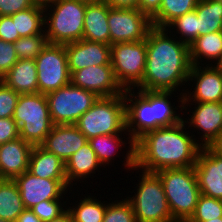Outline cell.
I'll return each instance as SVG.
<instances>
[{
	"mask_svg": "<svg viewBox=\"0 0 222 222\" xmlns=\"http://www.w3.org/2000/svg\"><path fill=\"white\" fill-rule=\"evenodd\" d=\"M169 35V36H168ZM146 67L142 82L135 89L182 91L192 67L189 46L166 28L152 27L146 37Z\"/></svg>",
	"mask_w": 222,
	"mask_h": 222,
	"instance_id": "cell-1",
	"label": "cell"
},
{
	"mask_svg": "<svg viewBox=\"0 0 222 222\" xmlns=\"http://www.w3.org/2000/svg\"><path fill=\"white\" fill-rule=\"evenodd\" d=\"M184 121L145 133L135 142V167L147 172L194 167L201 146ZM190 133V134H189Z\"/></svg>",
	"mask_w": 222,
	"mask_h": 222,
	"instance_id": "cell-2",
	"label": "cell"
},
{
	"mask_svg": "<svg viewBox=\"0 0 222 222\" xmlns=\"http://www.w3.org/2000/svg\"><path fill=\"white\" fill-rule=\"evenodd\" d=\"M75 125L88 140L99 135L126 134L128 145H135L126 131L124 94L99 97Z\"/></svg>",
	"mask_w": 222,
	"mask_h": 222,
	"instance_id": "cell-3",
	"label": "cell"
},
{
	"mask_svg": "<svg viewBox=\"0 0 222 222\" xmlns=\"http://www.w3.org/2000/svg\"><path fill=\"white\" fill-rule=\"evenodd\" d=\"M167 198L172 217L187 221L194 213L201 195L194 167L157 171Z\"/></svg>",
	"mask_w": 222,
	"mask_h": 222,
	"instance_id": "cell-4",
	"label": "cell"
},
{
	"mask_svg": "<svg viewBox=\"0 0 222 222\" xmlns=\"http://www.w3.org/2000/svg\"><path fill=\"white\" fill-rule=\"evenodd\" d=\"M86 3L55 0L44 7V31L49 43L67 44L83 39Z\"/></svg>",
	"mask_w": 222,
	"mask_h": 222,
	"instance_id": "cell-5",
	"label": "cell"
},
{
	"mask_svg": "<svg viewBox=\"0 0 222 222\" xmlns=\"http://www.w3.org/2000/svg\"><path fill=\"white\" fill-rule=\"evenodd\" d=\"M142 171V172H141ZM135 194L126 199L130 202L136 222H174L164 188L155 172L141 170Z\"/></svg>",
	"mask_w": 222,
	"mask_h": 222,
	"instance_id": "cell-6",
	"label": "cell"
},
{
	"mask_svg": "<svg viewBox=\"0 0 222 222\" xmlns=\"http://www.w3.org/2000/svg\"><path fill=\"white\" fill-rule=\"evenodd\" d=\"M13 120L19 128V137L32 146H40L54 125L46 95L20 94Z\"/></svg>",
	"mask_w": 222,
	"mask_h": 222,
	"instance_id": "cell-7",
	"label": "cell"
},
{
	"mask_svg": "<svg viewBox=\"0 0 222 222\" xmlns=\"http://www.w3.org/2000/svg\"><path fill=\"white\" fill-rule=\"evenodd\" d=\"M50 117L54 125L76 124L99 99L95 93L71 83L46 94Z\"/></svg>",
	"mask_w": 222,
	"mask_h": 222,
	"instance_id": "cell-8",
	"label": "cell"
},
{
	"mask_svg": "<svg viewBox=\"0 0 222 222\" xmlns=\"http://www.w3.org/2000/svg\"><path fill=\"white\" fill-rule=\"evenodd\" d=\"M111 66L121 87L135 89L144 76L146 67V39L121 42L111 46Z\"/></svg>",
	"mask_w": 222,
	"mask_h": 222,
	"instance_id": "cell-9",
	"label": "cell"
},
{
	"mask_svg": "<svg viewBox=\"0 0 222 222\" xmlns=\"http://www.w3.org/2000/svg\"><path fill=\"white\" fill-rule=\"evenodd\" d=\"M39 93L44 95L70 84L64 44L48 43L35 59Z\"/></svg>",
	"mask_w": 222,
	"mask_h": 222,
	"instance_id": "cell-10",
	"label": "cell"
},
{
	"mask_svg": "<svg viewBox=\"0 0 222 222\" xmlns=\"http://www.w3.org/2000/svg\"><path fill=\"white\" fill-rule=\"evenodd\" d=\"M110 46L121 42L145 40L153 27L151 19L139 9L110 8L108 14Z\"/></svg>",
	"mask_w": 222,
	"mask_h": 222,
	"instance_id": "cell-11",
	"label": "cell"
},
{
	"mask_svg": "<svg viewBox=\"0 0 222 222\" xmlns=\"http://www.w3.org/2000/svg\"><path fill=\"white\" fill-rule=\"evenodd\" d=\"M190 105H194L193 108ZM190 108L194 110L191 111ZM183 110L188 111L185 113H187V115L189 114L187 116L188 119L183 118V121L188 125V130L190 127H193L191 128L193 130H190V132L195 137L194 132L197 131L199 136L195 140L201 147H208L210 143L222 133V102L183 103ZM189 112L192 113V115ZM194 128H196V131Z\"/></svg>",
	"mask_w": 222,
	"mask_h": 222,
	"instance_id": "cell-12",
	"label": "cell"
},
{
	"mask_svg": "<svg viewBox=\"0 0 222 222\" xmlns=\"http://www.w3.org/2000/svg\"><path fill=\"white\" fill-rule=\"evenodd\" d=\"M18 186L25 209H30L34 205L45 200L59 198L68 199L65 194L72 193V189L67 180H55L39 178L31 174L28 170L13 179Z\"/></svg>",
	"mask_w": 222,
	"mask_h": 222,
	"instance_id": "cell-13",
	"label": "cell"
},
{
	"mask_svg": "<svg viewBox=\"0 0 222 222\" xmlns=\"http://www.w3.org/2000/svg\"><path fill=\"white\" fill-rule=\"evenodd\" d=\"M187 83L195 88L186 86L183 103L222 102V74L213 65H192Z\"/></svg>",
	"mask_w": 222,
	"mask_h": 222,
	"instance_id": "cell-14",
	"label": "cell"
},
{
	"mask_svg": "<svg viewBox=\"0 0 222 222\" xmlns=\"http://www.w3.org/2000/svg\"><path fill=\"white\" fill-rule=\"evenodd\" d=\"M124 98L126 103V131L135 143L145 133L153 130L151 91L126 89Z\"/></svg>",
	"mask_w": 222,
	"mask_h": 222,
	"instance_id": "cell-15",
	"label": "cell"
},
{
	"mask_svg": "<svg viewBox=\"0 0 222 222\" xmlns=\"http://www.w3.org/2000/svg\"><path fill=\"white\" fill-rule=\"evenodd\" d=\"M70 83L84 90L95 93L99 97H111L124 94V89L118 83L111 64L88 66L70 72Z\"/></svg>",
	"mask_w": 222,
	"mask_h": 222,
	"instance_id": "cell-16",
	"label": "cell"
},
{
	"mask_svg": "<svg viewBox=\"0 0 222 222\" xmlns=\"http://www.w3.org/2000/svg\"><path fill=\"white\" fill-rule=\"evenodd\" d=\"M64 45L70 72H75L92 65L111 64L110 45L84 39Z\"/></svg>",
	"mask_w": 222,
	"mask_h": 222,
	"instance_id": "cell-17",
	"label": "cell"
},
{
	"mask_svg": "<svg viewBox=\"0 0 222 222\" xmlns=\"http://www.w3.org/2000/svg\"><path fill=\"white\" fill-rule=\"evenodd\" d=\"M194 168L201 194L222 200V158L202 147Z\"/></svg>",
	"mask_w": 222,
	"mask_h": 222,
	"instance_id": "cell-18",
	"label": "cell"
},
{
	"mask_svg": "<svg viewBox=\"0 0 222 222\" xmlns=\"http://www.w3.org/2000/svg\"><path fill=\"white\" fill-rule=\"evenodd\" d=\"M87 143L88 139L75 124L53 125L40 146L59 157L65 164L72 154H75Z\"/></svg>",
	"mask_w": 222,
	"mask_h": 222,
	"instance_id": "cell-19",
	"label": "cell"
},
{
	"mask_svg": "<svg viewBox=\"0 0 222 222\" xmlns=\"http://www.w3.org/2000/svg\"><path fill=\"white\" fill-rule=\"evenodd\" d=\"M32 145L21 137L0 145V179H14L28 170Z\"/></svg>",
	"mask_w": 222,
	"mask_h": 222,
	"instance_id": "cell-20",
	"label": "cell"
},
{
	"mask_svg": "<svg viewBox=\"0 0 222 222\" xmlns=\"http://www.w3.org/2000/svg\"><path fill=\"white\" fill-rule=\"evenodd\" d=\"M122 136H125L124 134H113V135H99L96 137H93L88 140V143L90 144L91 148L95 151V154L97 155V159L102 164L103 167L106 168L107 166H111L112 160L114 164V159L117 160L115 157V153L119 152L118 150L122 151V147L126 148V157L124 156V160L121 162H124L123 165L125 166V169L128 171H131L135 167V145H127V141H125ZM125 144V145H124ZM114 157V158H113ZM112 159V160H111ZM111 162V163H110ZM131 169V170H130Z\"/></svg>",
	"mask_w": 222,
	"mask_h": 222,
	"instance_id": "cell-21",
	"label": "cell"
},
{
	"mask_svg": "<svg viewBox=\"0 0 222 222\" xmlns=\"http://www.w3.org/2000/svg\"><path fill=\"white\" fill-rule=\"evenodd\" d=\"M174 94L176 95L179 93H174V91H151L153 130L158 129L160 127H169L176 125L183 121V118H185V116H183L184 94H179L180 96L177 98V107L175 106V102H173V104L171 103V99L173 98L172 95ZM178 108L180 109V113ZM181 111H183V114Z\"/></svg>",
	"mask_w": 222,
	"mask_h": 222,
	"instance_id": "cell-22",
	"label": "cell"
},
{
	"mask_svg": "<svg viewBox=\"0 0 222 222\" xmlns=\"http://www.w3.org/2000/svg\"><path fill=\"white\" fill-rule=\"evenodd\" d=\"M101 167L102 164L97 159L95 151L91 148L90 144L87 143L75 154H72L65 163V175L68 185L73 188V185L76 186L80 180L83 183L87 181L85 180L86 178H95L94 174H96L97 171L100 172L99 169H101Z\"/></svg>",
	"mask_w": 222,
	"mask_h": 222,
	"instance_id": "cell-23",
	"label": "cell"
},
{
	"mask_svg": "<svg viewBox=\"0 0 222 222\" xmlns=\"http://www.w3.org/2000/svg\"><path fill=\"white\" fill-rule=\"evenodd\" d=\"M111 7L103 0L86 4L83 39L110 45L108 14Z\"/></svg>",
	"mask_w": 222,
	"mask_h": 222,
	"instance_id": "cell-24",
	"label": "cell"
},
{
	"mask_svg": "<svg viewBox=\"0 0 222 222\" xmlns=\"http://www.w3.org/2000/svg\"><path fill=\"white\" fill-rule=\"evenodd\" d=\"M0 80L18 94L39 93L35 60L19 59Z\"/></svg>",
	"mask_w": 222,
	"mask_h": 222,
	"instance_id": "cell-25",
	"label": "cell"
},
{
	"mask_svg": "<svg viewBox=\"0 0 222 222\" xmlns=\"http://www.w3.org/2000/svg\"><path fill=\"white\" fill-rule=\"evenodd\" d=\"M28 171L39 178L67 180L64 162L41 146L32 147Z\"/></svg>",
	"mask_w": 222,
	"mask_h": 222,
	"instance_id": "cell-26",
	"label": "cell"
},
{
	"mask_svg": "<svg viewBox=\"0 0 222 222\" xmlns=\"http://www.w3.org/2000/svg\"><path fill=\"white\" fill-rule=\"evenodd\" d=\"M189 52L192 65H213L222 53V31L197 37L189 45Z\"/></svg>",
	"mask_w": 222,
	"mask_h": 222,
	"instance_id": "cell-27",
	"label": "cell"
},
{
	"mask_svg": "<svg viewBox=\"0 0 222 222\" xmlns=\"http://www.w3.org/2000/svg\"><path fill=\"white\" fill-rule=\"evenodd\" d=\"M25 210L18 186L13 179H0V219L15 222Z\"/></svg>",
	"mask_w": 222,
	"mask_h": 222,
	"instance_id": "cell-28",
	"label": "cell"
},
{
	"mask_svg": "<svg viewBox=\"0 0 222 222\" xmlns=\"http://www.w3.org/2000/svg\"><path fill=\"white\" fill-rule=\"evenodd\" d=\"M198 37L222 31V0H199L195 8Z\"/></svg>",
	"mask_w": 222,
	"mask_h": 222,
	"instance_id": "cell-29",
	"label": "cell"
},
{
	"mask_svg": "<svg viewBox=\"0 0 222 222\" xmlns=\"http://www.w3.org/2000/svg\"><path fill=\"white\" fill-rule=\"evenodd\" d=\"M86 194L79 201L68 203L67 210L70 212L73 222H102L106 211V201H101L95 195ZM87 196V197H86ZM72 205V207H71Z\"/></svg>",
	"mask_w": 222,
	"mask_h": 222,
	"instance_id": "cell-30",
	"label": "cell"
},
{
	"mask_svg": "<svg viewBox=\"0 0 222 222\" xmlns=\"http://www.w3.org/2000/svg\"><path fill=\"white\" fill-rule=\"evenodd\" d=\"M15 22L20 37L42 34L44 32V7L34 5L10 16Z\"/></svg>",
	"mask_w": 222,
	"mask_h": 222,
	"instance_id": "cell-31",
	"label": "cell"
},
{
	"mask_svg": "<svg viewBox=\"0 0 222 222\" xmlns=\"http://www.w3.org/2000/svg\"><path fill=\"white\" fill-rule=\"evenodd\" d=\"M199 0H161L159 11L151 18L153 27L166 28L177 17L195 10Z\"/></svg>",
	"mask_w": 222,
	"mask_h": 222,
	"instance_id": "cell-32",
	"label": "cell"
},
{
	"mask_svg": "<svg viewBox=\"0 0 222 222\" xmlns=\"http://www.w3.org/2000/svg\"><path fill=\"white\" fill-rule=\"evenodd\" d=\"M166 29L179 41L189 46L198 37V17L196 11L193 10L183 16L177 17ZM176 34L179 35V38Z\"/></svg>",
	"mask_w": 222,
	"mask_h": 222,
	"instance_id": "cell-33",
	"label": "cell"
},
{
	"mask_svg": "<svg viewBox=\"0 0 222 222\" xmlns=\"http://www.w3.org/2000/svg\"><path fill=\"white\" fill-rule=\"evenodd\" d=\"M45 31L42 34L20 37L13 46L18 59L35 60L48 44Z\"/></svg>",
	"mask_w": 222,
	"mask_h": 222,
	"instance_id": "cell-34",
	"label": "cell"
},
{
	"mask_svg": "<svg viewBox=\"0 0 222 222\" xmlns=\"http://www.w3.org/2000/svg\"><path fill=\"white\" fill-rule=\"evenodd\" d=\"M222 217V200L200 195L194 213L187 222H203Z\"/></svg>",
	"mask_w": 222,
	"mask_h": 222,
	"instance_id": "cell-35",
	"label": "cell"
},
{
	"mask_svg": "<svg viewBox=\"0 0 222 222\" xmlns=\"http://www.w3.org/2000/svg\"><path fill=\"white\" fill-rule=\"evenodd\" d=\"M111 200L106 201V211L102 222H136L132 206L126 198Z\"/></svg>",
	"mask_w": 222,
	"mask_h": 222,
	"instance_id": "cell-36",
	"label": "cell"
},
{
	"mask_svg": "<svg viewBox=\"0 0 222 222\" xmlns=\"http://www.w3.org/2000/svg\"><path fill=\"white\" fill-rule=\"evenodd\" d=\"M67 200L68 199L64 201V198L45 200L39 202L30 209L38 216V218L42 222H46L59 217L67 210Z\"/></svg>",
	"mask_w": 222,
	"mask_h": 222,
	"instance_id": "cell-37",
	"label": "cell"
},
{
	"mask_svg": "<svg viewBox=\"0 0 222 222\" xmlns=\"http://www.w3.org/2000/svg\"><path fill=\"white\" fill-rule=\"evenodd\" d=\"M19 96L0 80V118H13Z\"/></svg>",
	"mask_w": 222,
	"mask_h": 222,
	"instance_id": "cell-38",
	"label": "cell"
},
{
	"mask_svg": "<svg viewBox=\"0 0 222 222\" xmlns=\"http://www.w3.org/2000/svg\"><path fill=\"white\" fill-rule=\"evenodd\" d=\"M18 60L13 43L0 40V79Z\"/></svg>",
	"mask_w": 222,
	"mask_h": 222,
	"instance_id": "cell-39",
	"label": "cell"
},
{
	"mask_svg": "<svg viewBox=\"0 0 222 222\" xmlns=\"http://www.w3.org/2000/svg\"><path fill=\"white\" fill-rule=\"evenodd\" d=\"M34 5L33 0H0V16H11Z\"/></svg>",
	"mask_w": 222,
	"mask_h": 222,
	"instance_id": "cell-40",
	"label": "cell"
},
{
	"mask_svg": "<svg viewBox=\"0 0 222 222\" xmlns=\"http://www.w3.org/2000/svg\"><path fill=\"white\" fill-rule=\"evenodd\" d=\"M19 137V128L13 118H0V145Z\"/></svg>",
	"mask_w": 222,
	"mask_h": 222,
	"instance_id": "cell-41",
	"label": "cell"
},
{
	"mask_svg": "<svg viewBox=\"0 0 222 222\" xmlns=\"http://www.w3.org/2000/svg\"><path fill=\"white\" fill-rule=\"evenodd\" d=\"M20 36L10 16H0V40L14 43Z\"/></svg>",
	"mask_w": 222,
	"mask_h": 222,
	"instance_id": "cell-42",
	"label": "cell"
},
{
	"mask_svg": "<svg viewBox=\"0 0 222 222\" xmlns=\"http://www.w3.org/2000/svg\"><path fill=\"white\" fill-rule=\"evenodd\" d=\"M161 0H139L138 9L150 19L159 11Z\"/></svg>",
	"mask_w": 222,
	"mask_h": 222,
	"instance_id": "cell-43",
	"label": "cell"
},
{
	"mask_svg": "<svg viewBox=\"0 0 222 222\" xmlns=\"http://www.w3.org/2000/svg\"><path fill=\"white\" fill-rule=\"evenodd\" d=\"M111 8L138 9L139 0H104Z\"/></svg>",
	"mask_w": 222,
	"mask_h": 222,
	"instance_id": "cell-44",
	"label": "cell"
},
{
	"mask_svg": "<svg viewBox=\"0 0 222 222\" xmlns=\"http://www.w3.org/2000/svg\"><path fill=\"white\" fill-rule=\"evenodd\" d=\"M15 222H42L38 216L31 210L25 209L16 219Z\"/></svg>",
	"mask_w": 222,
	"mask_h": 222,
	"instance_id": "cell-45",
	"label": "cell"
},
{
	"mask_svg": "<svg viewBox=\"0 0 222 222\" xmlns=\"http://www.w3.org/2000/svg\"><path fill=\"white\" fill-rule=\"evenodd\" d=\"M208 148L217 156L222 158V133L217 136L208 146Z\"/></svg>",
	"mask_w": 222,
	"mask_h": 222,
	"instance_id": "cell-46",
	"label": "cell"
},
{
	"mask_svg": "<svg viewBox=\"0 0 222 222\" xmlns=\"http://www.w3.org/2000/svg\"><path fill=\"white\" fill-rule=\"evenodd\" d=\"M46 222H73V220H72L70 212L68 210H66L59 217L54 218V219L49 220V221H46Z\"/></svg>",
	"mask_w": 222,
	"mask_h": 222,
	"instance_id": "cell-47",
	"label": "cell"
},
{
	"mask_svg": "<svg viewBox=\"0 0 222 222\" xmlns=\"http://www.w3.org/2000/svg\"><path fill=\"white\" fill-rule=\"evenodd\" d=\"M55 0H33V2L36 4V5H40V6H47L49 4H51L52 2H54Z\"/></svg>",
	"mask_w": 222,
	"mask_h": 222,
	"instance_id": "cell-48",
	"label": "cell"
},
{
	"mask_svg": "<svg viewBox=\"0 0 222 222\" xmlns=\"http://www.w3.org/2000/svg\"><path fill=\"white\" fill-rule=\"evenodd\" d=\"M213 66L222 74V53Z\"/></svg>",
	"mask_w": 222,
	"mask_h": 222,
	"instance_id": "cell-49",
	"label": "cell"
},
{
	"mask_svg": "<svg viewBox=\"0 0 222 222\" xmlns=\"http://www.w3.org/2000/svg\"><path fill=\"white\" fill-rule=\"evenodd\" d=\"M80 2H84L86 4H89V3H96V2H100V1H103V0H78Z\"/></svg>",
	"mask_w": 222,
	"mask_h": 222,
	"instance_id": "cell-50",
	"label": "cell"
},
{
	"mask_svg": "<svg viewBox=\"0 0 222 222\" xmlns=\"http://www.w3.org/2000/svg\"><path fill=\"white\" fill-rule=\"evenodd\" d=\"M203 222H222V217L211 219V220H208V221H203Z\"/></svg>",
	"mask_w": 222,
	"mask_h": 222,
	"instance_id": "cell-51",
	"label": "cell"
}]
</instances>
